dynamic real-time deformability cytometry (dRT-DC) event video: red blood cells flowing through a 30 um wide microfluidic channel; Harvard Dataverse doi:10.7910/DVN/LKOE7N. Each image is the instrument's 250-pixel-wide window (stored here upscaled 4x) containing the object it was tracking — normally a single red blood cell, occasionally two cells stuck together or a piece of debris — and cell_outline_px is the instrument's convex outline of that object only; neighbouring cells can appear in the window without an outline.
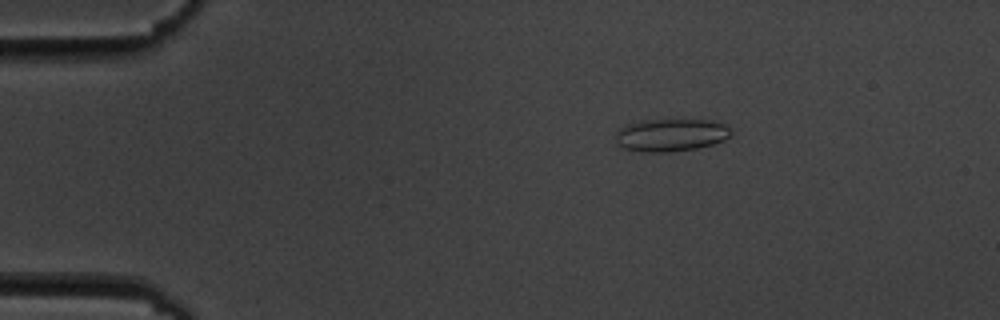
{"species": "common noctule bat (a hibernating species)", "species_latin": "Nyctalus noctula", "temperature_condition": "cold", "stored_images_in_passage": 6, "camera_frame_rate_fps": 3000, "um_per_image_px": 0.085, "animal": {"sex": "male", "body_mass_g": 19.5, "forearm_length_mm": 54.6}, "frame": {"image": 1, "passage_image": 6, "time_ms": 6.667, "image_size_px": [1000, 320], "cell_outline_px": [[732, 132], [724, 140], [712, 144], [696, 148], [672, 152], [640, 152], [624, 148], [616, 144], [616, 132], [620, 128], [628, 124], [640, 120], [712, 120], [724, 124]], "centroid_in_image_um": [56.99, 11.48], "position_along_channel_um": 28.0, "area_um2": 21.96}}